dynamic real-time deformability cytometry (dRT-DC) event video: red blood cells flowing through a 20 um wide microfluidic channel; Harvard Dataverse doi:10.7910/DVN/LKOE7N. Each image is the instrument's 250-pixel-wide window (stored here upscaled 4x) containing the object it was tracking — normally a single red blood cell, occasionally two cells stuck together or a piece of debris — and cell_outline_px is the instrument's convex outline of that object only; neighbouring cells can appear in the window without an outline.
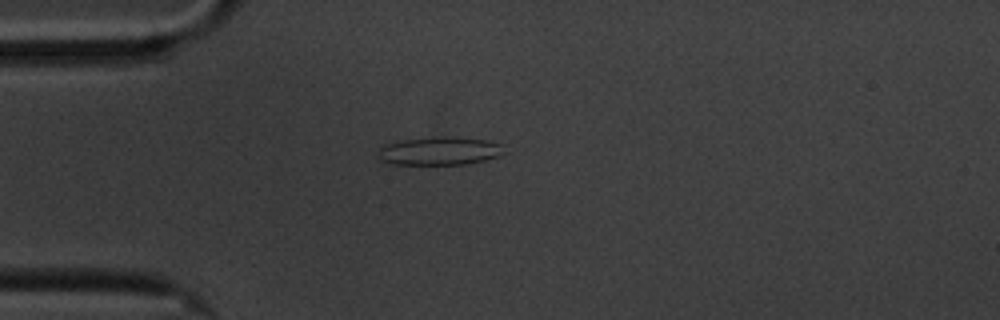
{"species": "common noctule bat (a hibernating species)", "species_latin": "Nyctalus noctula", "temperature_condition": "cold", "stored_images_in_passage": 45, "camera_frame_rate_fps": 3000, "um_per_image_px": 0.085, "animal": {"sex": "male", "body_mass_g": 20.1, "forearm_length_mm": 53.5}, "frame": {"image": 1, "passage_image": 1, "time_ms": 0.0, "image_size_px": [1000, 320], "cell_outline_px": [[504, 152], [500, 156], [484, 160], [464, 164], [392, 164], [380, 160], [380, 148], [388, 144], [404, 140], [444, 136], [484, 140], [500, 144]], "centroid_in_image_um": [37.38, 12.84], "position_along_channel_um": 47.6, "area_um2": 20.17}}
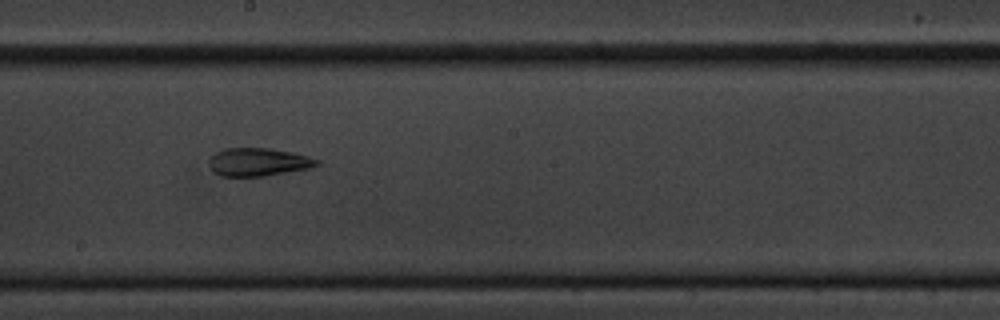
{"frame": {"image": 2, "passage_image": 18, "time_ms": 5.667, "image_size_px": [1000, 320], "cell_outline_px": [[320, 164], [312, 168], [264, 176], [220, 176], [212, 172], [212, 156], [216, 152], [224, 148], [268, 148], [292, 152], [308, 156], [320, 160]], "centroid_in_image_um": [22.02, 13.77], "position_along_channel_um": 226.2, "area_um2": 17.57}}
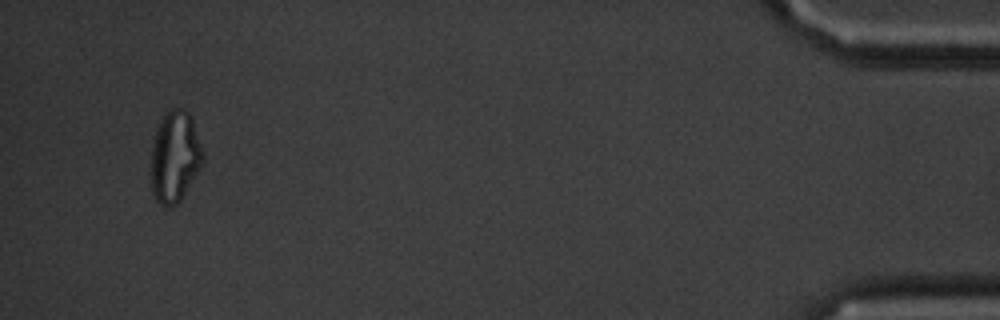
{"frame": {"image": 3, "passage_image": 42, "time_ms": 13.667, "image_size_px": [1000, 320], "cell_outline_px": [[204, 160], [200, 168], [180, 200], [176, 204], [168, 208], [160, 204], [156, 200], [152, 192], [152, 144], [156, 128], [160, 116], [168, 108], [184, 108], [188, 112], [192, 120], [204, 156]], "centroid_in_image_um": [14.84, 13.28], "position_along_channel_um": 420.4, "area_um2": 27.57}, "authors_computed_cell_mechanics": {"area_um2": 18.496, "velocity_mm_per_s": 3.3801, "shape_relaxation_time_tau1_ms": null, "shape_relaxation_time_tau2_ms": 1.5526, "deformation_change_tau1": null, "deformation_change_tau2": 0.0745}}